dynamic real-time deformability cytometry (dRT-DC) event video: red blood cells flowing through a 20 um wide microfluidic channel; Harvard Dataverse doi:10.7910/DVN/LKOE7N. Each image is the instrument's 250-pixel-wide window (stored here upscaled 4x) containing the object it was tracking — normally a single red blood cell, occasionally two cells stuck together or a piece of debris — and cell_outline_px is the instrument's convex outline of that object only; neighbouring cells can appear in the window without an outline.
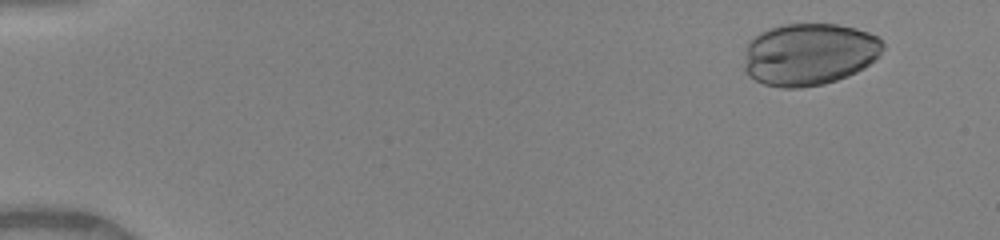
{"species": "human", "species_latin": "Homo sapiens", "temperature_condition": "warm", "stored_images_in_passage": 45, "camera_frame_rate_fps": 3000, "um_per_image_px": 0.085, "donor": {"sex": "female"}, "frame": {"image": 1, "passage_image": 4, "time_ms": 1.0, "image_size_px": [1000, 240], "cell_outline_px": [[884, 48], [880, 56], [864, 68], [848, 76], [824, 84], [800, 88], [780, 88], [764, 84], [748, 76], [744, 72], [744, 64], [748, 40], [760, 32], [768, 28], [784, 24], [836, 24], [856, 28], [868, 32], [876, 36], [884, 44]], "centroid_in_image_um": [68.77, 4.61], "position_along_channel_um": 16.2, "area_um2": 50.81}}
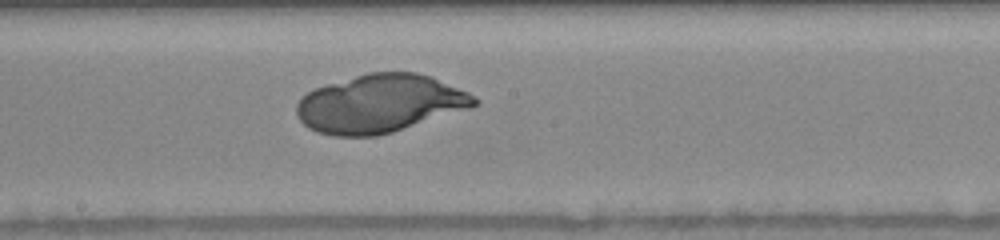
{"frame": {"image": 2, "passage_image": 28, "time_ms": 9.0, "image_size_px": [1000, 240], "cell_outline_px": [[480, 104], [472, 108], [392, 132], [376, 136], [332, 136], [316, 132], [308, 128], [300, 120], [296, 112], [296, 104], [308, 92], [316, 88], [328, 84], [368, 72], [416, 72], [432, 76], [468, 92], [476, 96], [480, 100]], "centroid_in_image_um": [32.34, 8.81], "position_along_channel_um": 215.9, "area_um2": 60.4}}
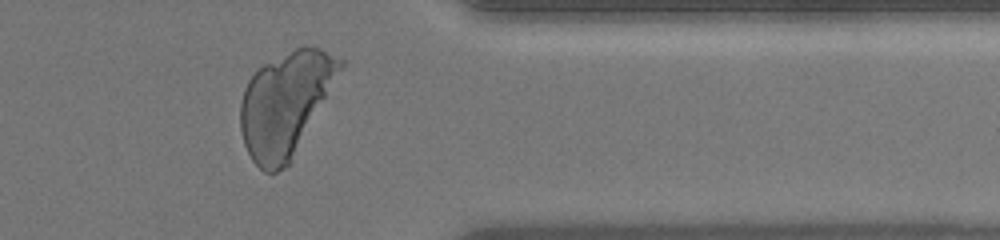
{"frame": {"image": 3, "passage_image": 41, "time_ms": 13.333, "image_size_px": [1000, 240], "cell_outline_px": [[344, 64], [292, 160], [284, 168], [276, 172], [264, 172], [252, 160], [244, 144], [240, 128], [240, 104], [244, 88], [248, 80], [264, 64], [304, 44], [308, 44], [320, 48], [344, 60]], "centroid_in_image_um": [24.24, 8.82], "position_along_channel_um": 387.2, "area_um2": 59.65}}